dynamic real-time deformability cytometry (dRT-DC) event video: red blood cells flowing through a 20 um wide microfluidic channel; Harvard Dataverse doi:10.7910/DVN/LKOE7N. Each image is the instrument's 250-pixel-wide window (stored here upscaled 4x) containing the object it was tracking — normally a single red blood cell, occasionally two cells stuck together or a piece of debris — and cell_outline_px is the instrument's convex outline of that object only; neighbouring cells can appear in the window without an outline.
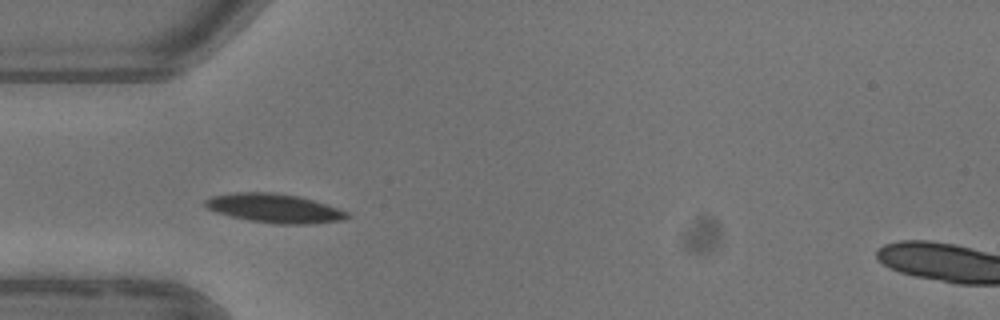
{"species": "common noctule bat (a hibernating species)", "species_latin": "Nyctalus noctula", "temperature_condition": "warm", "stored_images_in_passage": 3, "camera_frame_rate_fps": 3000, "um_per_image_px": 0.085, "animal": {"sex": "female"}, "frame": {"image": 1, "passage_image": 3, "time_ms": 2.333, "image_size_px": [1000, 320], "cell_outline_px": [[352, 216], [344, 220], [308, 224], [280, 224], [248, 220], [216, 212], [208, 208], [204, 204], [204, 200], [212, 196], [236, 192], [276, 192], [300, 196], [348, 212]], "centroid_in_image_um": [23.34, 17.7], "position_along_channel_um": 61.7, "area_um2": 23.87}}